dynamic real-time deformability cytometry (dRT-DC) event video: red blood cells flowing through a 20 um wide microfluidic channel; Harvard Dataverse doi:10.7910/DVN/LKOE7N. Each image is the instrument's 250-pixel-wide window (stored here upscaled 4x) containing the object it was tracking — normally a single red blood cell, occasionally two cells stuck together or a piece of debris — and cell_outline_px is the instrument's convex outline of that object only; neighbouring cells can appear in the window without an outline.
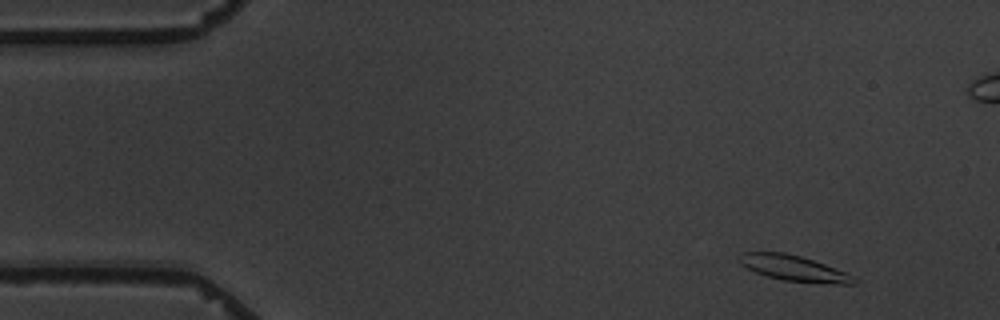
{"species": "common noctule bat (a hibernating species)", "species_latin": "Nyctalus noctula", "temperature_condition": "warm", "stored_images_in_passage": 5, "camera_frame_rate_fps": 3000, "um_per_image_px": 0.085, "animal": {"sex": "male", "body_mass_g": 19.5, "forearm_length_mm": 54.6}, "frame": {"image": 1, "passage_image": 2, "time_ms": 1.0, "image_size_px": [1000, 320], "cell_outline_px": [[856, 284], [840, 284], [784, 280], [768, 276], [756, 272], [740, 264], [736, 256], [740, 252], [784, 252], [800, 256], [824, 264], [844, 272], [852, 276], [856, 280]], "centroid_in_image_um": [67.4, 22.78], "position_along_channel_um": 17.6, "area_um2": 16.82}}